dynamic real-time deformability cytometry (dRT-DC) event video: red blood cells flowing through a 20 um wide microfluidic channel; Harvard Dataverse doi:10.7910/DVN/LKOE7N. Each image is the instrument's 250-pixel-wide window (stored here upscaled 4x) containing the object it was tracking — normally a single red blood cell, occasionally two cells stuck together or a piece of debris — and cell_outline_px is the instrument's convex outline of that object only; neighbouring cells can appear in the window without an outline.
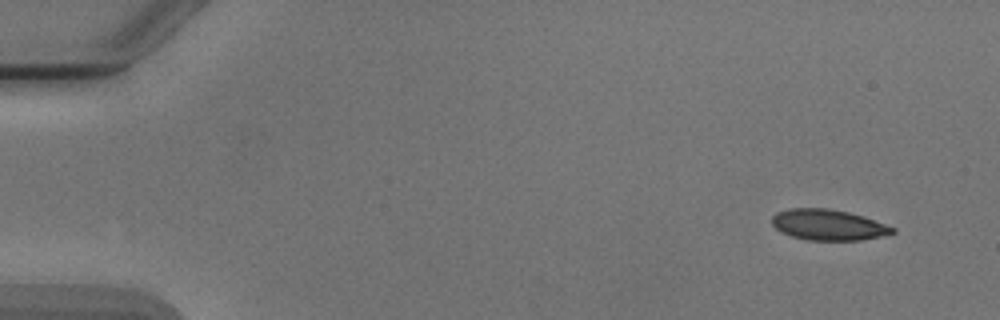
{"species": "Egyptian fruit bat (a non-hibernating species)", "species_latin": "Rousettus aegyptiacus", "temperature_condition": "cold", "stored_images_in_passage": 5, "camera_frame_rate_fps": 3000, "um_per_image_px": 0.085, "animal": {"sex": "male"}, "frame": {"image": 1, "passage_image": 1, "time_ms": 0.0, "image_size_px": [1000, 320], "cell_outline_px": [[896, 232], [880, 236], [860, 240], [808, 240], [792, 236], [780, 232], [772, 224], [772, 216], [776, 212], [788, 208], [828, 208], [848, 212], [864, 216], [896, 228]], "centroid_in_image_um": [70.38, 19.1], "position_along_channel_um": 14.6, "area_um2": 21.68}}
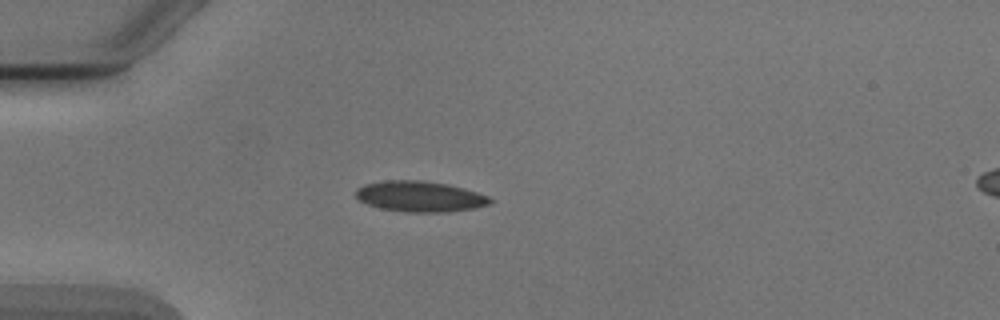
{"frame": {"image": 2, "passage_image": 4, "time_ms": 3.667, "image_size_px": [1000, 320], "cell_outline_px": [[492, 204], [476, 208], [448, 212], [408, 212], [380, 208], [368, 204], [360, 200], [356, 196], [356, 188], [364, 184], [388, 180], [420, 180], [448, 184], [464, 188], [488, 196], [492, 200]], "centroid_in_image_um": [35.72, 16.7], "position_along_channel_um": 49.3, "area_um2": 24.04}}